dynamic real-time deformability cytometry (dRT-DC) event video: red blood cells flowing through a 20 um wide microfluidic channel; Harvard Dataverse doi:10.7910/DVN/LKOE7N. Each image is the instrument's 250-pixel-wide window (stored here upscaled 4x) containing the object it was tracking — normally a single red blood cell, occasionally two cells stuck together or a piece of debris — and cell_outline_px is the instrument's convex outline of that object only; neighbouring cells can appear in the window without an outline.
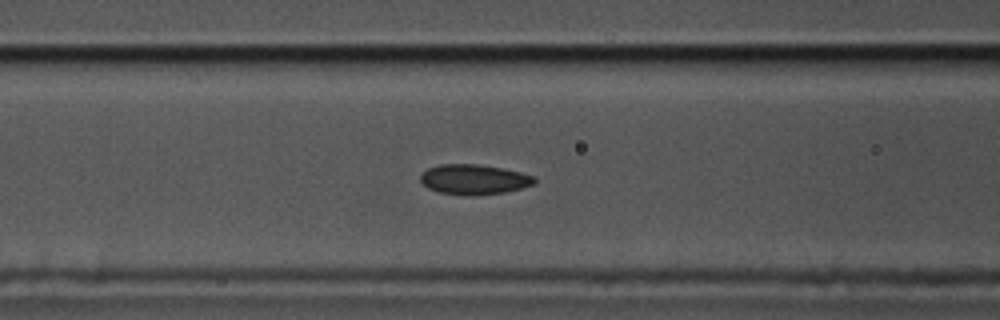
{"species": "common noctule bat (a hibernating species)", "species_latin": "Nyctalus noctula", "temperature_condition": "cold", "stored_images_in_passage": 41, "camera_frame_rate_fps": 3000, "um_per_image_px": 0.085, "animal": {"sex": "male", "body_mass_g": 17.5, "forearm_length_mm": 52.3}, "frame": {"image": 1, "passage_image": 13, "time_ms": 4.0, "image_size_px": [1000, 320], "cell_outline_px": [[536, 184], [508, 192], [476, 196], [460, 196], [440, 192], [428, 188], [420, 180], [420, 176], [428, 168], [440, 164], [476, 164], [500, 168], [520, 172], [536, 176]], "centroid_in_image_um": [40.32, 15.27], "position_along_channel_um": 126.3, "area_um2": 20.23}}
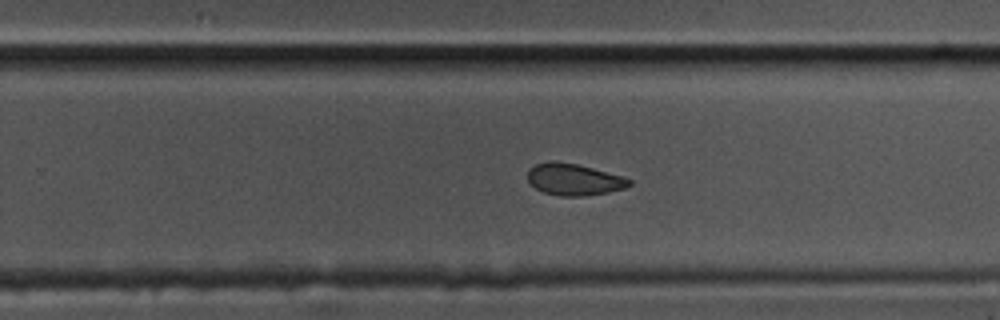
{"frame": {"image": 2, "passage_image": 26, "time_ms": 8.333, "image_size_px": [1000, 320], "cell_outline_px": [[632, 184], [624, 188], [608, 192], [584, 196], [560, 196], [544, 192], [536, 188], [528, 180], [528, 168], [536, 164], [548, 160], [576, 164], [624, 176], [632, 180]], "centroid_in_image_um": [48.79, 15.25], "position_along_channel_um": 281.0, "area_um2": 18.73}}
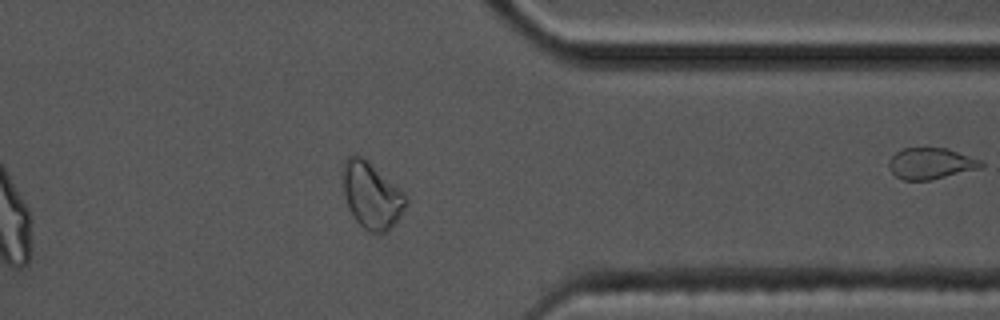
{"frame": {"image": 3, "passage_image": 35, "time_ms": 11.333, "image_size_px": [1000, 320], "cell_outline_px": [[408, 204], [400, 216], [384, 232], [368, 232], [356, 220], [348, 208], [344, 196], [340, 176], [344, 160], [352, 152], [360, 156], [400, 188], [408, 196]], "centroid_in_image_um": [31.54, 16.57], "position_along_channel_um": 379.9, "area_um2": 24.45}, "authors_computed_cell_mechanics": {"area_um2": 19.941, "velocity_mm_per_s": 3.5762, "shape_relaxation_time_tau1_ms": 5.0688, "shape_relaxation_time_tau2_ms": 2.0228, "deformation_change_tau1": 0.0983, "deformation_change_tau2": 0.0532}}